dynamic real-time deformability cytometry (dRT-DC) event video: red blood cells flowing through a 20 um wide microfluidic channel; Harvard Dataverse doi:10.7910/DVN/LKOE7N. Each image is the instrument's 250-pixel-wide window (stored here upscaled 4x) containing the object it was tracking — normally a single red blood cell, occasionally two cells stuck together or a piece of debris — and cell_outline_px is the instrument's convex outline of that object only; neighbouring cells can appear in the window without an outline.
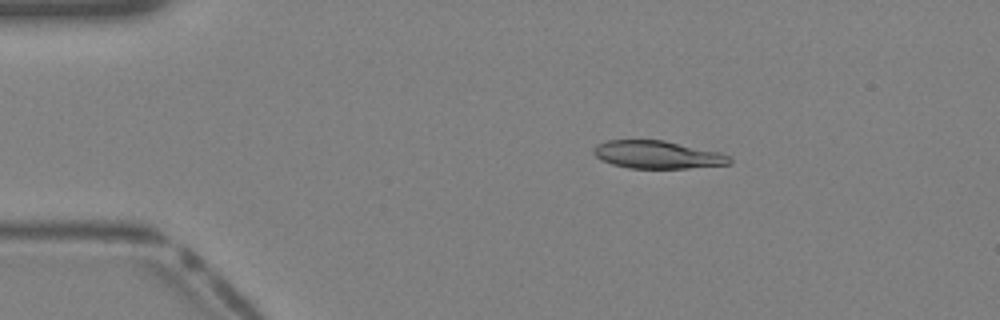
{"species": "Egyptian fruit bat (a non-hibernating species)", "species_latin": "Rousettus aegyptiacus", "temperature_condition": "warm", "stored_images_in_passage": 40, "camera_frame_rate_fps": 3000, "um_per_image_px": 0.085, "animal": {"sex": "female"}, "frame": {"image": 1, "passage_image": 8, "time_ms": 2.333, "image_size_px": [1000, 320], "cell_outline_px": [[732, 164], [688, 168], [628, 168], [612, 164], [600, 160], [592, 152], [592, 148], [596, 144], [608, 140], [664, 140], [720, 152], [728, 156], [732, 160]], "centroid_in_image_um": [55.86, 13.15], "position_along_channel_um": 29.1, "area_um2": 22.14}}
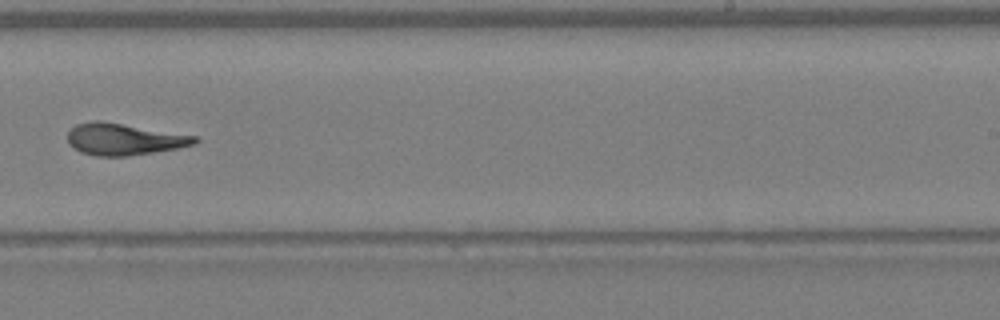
{"frame": {"image": 2, "passage_image": 26, "time_ms": 8.333, "image_size_px": [1000, 320], "cell_outline_px": [[200, 140], [196, 144], [176, 148], [152, 152], [124, 156], [96, 156], [80, 152], [72, 148], [68, 144], [68, 132], [76, 124], [96, 120], [196, 136]], "centroid_in_image_um": [10.5, 11.84], "position_along_channel_um": 278.5, "area_um2": 23.12}}
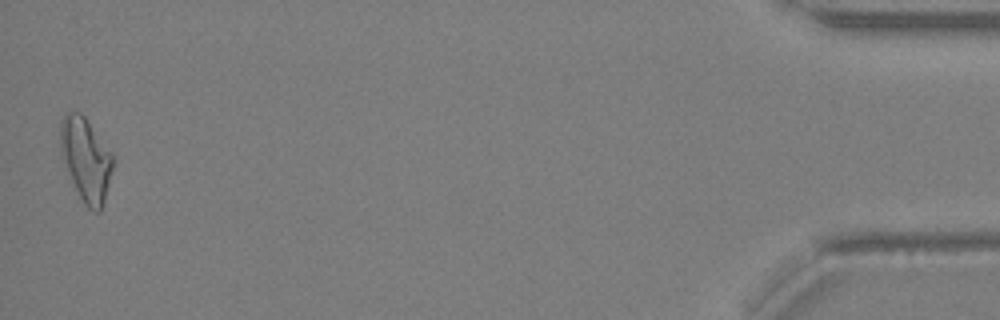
{"frame": {"image": 3, "passage_image": 40, "time_ms": 13.0, "image_size_px": [1000, 320], "cell_outline_px": [[112, 168], [104, 200], [100, 212], [92, 212], [84, 204], [72, 180], [60, 152], [60, 120], [68, 112], [80, 112], [84, 116], [112, 152]], "centroid_in_image_um": [7.29, 13.53], "position_along_channel_um": 427.9, "area_um2": 25.09}}